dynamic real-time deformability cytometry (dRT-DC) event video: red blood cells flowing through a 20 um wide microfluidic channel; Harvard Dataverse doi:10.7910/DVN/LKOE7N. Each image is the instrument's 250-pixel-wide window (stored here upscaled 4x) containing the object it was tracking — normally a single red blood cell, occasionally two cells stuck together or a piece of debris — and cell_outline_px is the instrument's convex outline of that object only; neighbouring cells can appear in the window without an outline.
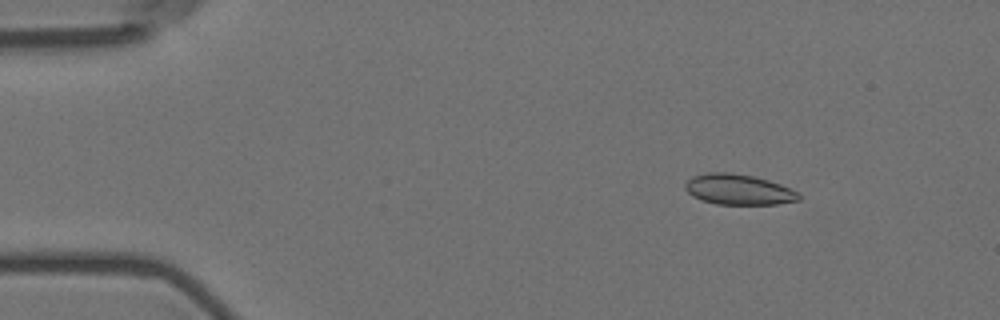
{"species": "Egyptian fruit bat (a non-hibernating species)", "species_latin": "Rousettus aegyptiacus", "temperature_condition": "room temperature", "stored_images_in_passage": 50, "camera_frame_rate_fps": 3000, "um_per_image_px": 0.085, "animal": {"sex": "female"}, "frame": {"image": 1, "passage_image": 2, "time_ms": 0.333, "image_size_px": [1000, 320], "cell_outline_px": [[800, 200], [776, 204], [716, 204], [700, 200], [692, 196], [684, 188], [684, 184], [692, 176], [708, 172], [732, 172], [752, 176], [768, 180], [780, 184], [800, 192]], "centroid_in_image_um": [62.76, 16.1], "position_along_channel_um": 22.2, "area_um2": 20.35}}
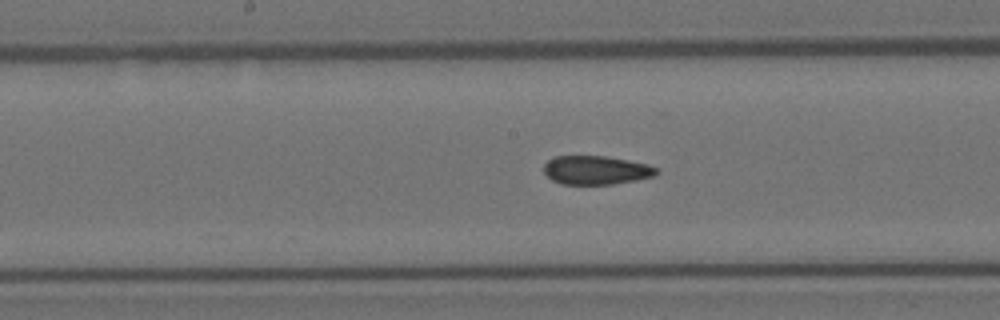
{"frame": {"image": 2, "passage_image": 23, "time_ms": 7.333, "image_size_px": [1000, 320], "cell_outline_px": [[660, 172], [656, 176], [636, 180], [612, 184], [560, 184], [552, 180], [544, 172], [544, 164], [548, 160], [556, 156], [604, 156], [628, 160], [648, 164], [660, 168]], "centroid_in_image_um": [50.72, 14.46], "position_along_channel_um": 197.5, "area_um2": 19.02}}
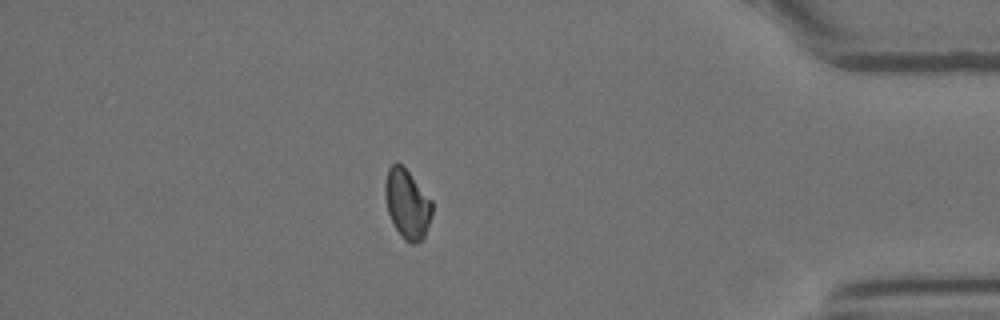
{"frame": {"image": 3, "passage_image": 43, "time_ms": 14.0, "image_size_px": [1000, 320], "cell_outline_px": [[432, 212], [424, 236], [416, 244], [412, 244], [404, 240], [396, 228], [388, 212], [384, 196], [384, 184], [388, 168], [396, 160], [408, 172], [432, 200]], "centroid_in_image_um": [34.59, 17.32], "position_along_channel_um": 400.6, "area_um2": 18.79}, "authors_computed_cell_mechanics": {"area_um2": 19.7676, "velocity_mm_per_s": 3.6318, "shape_relaxation_time_tau1_ms": null, "shape_relaxation_time_tau2_ms": 4.4588, "deformation_change_tau1": null, "deformation_change_tau2": 0.08}}